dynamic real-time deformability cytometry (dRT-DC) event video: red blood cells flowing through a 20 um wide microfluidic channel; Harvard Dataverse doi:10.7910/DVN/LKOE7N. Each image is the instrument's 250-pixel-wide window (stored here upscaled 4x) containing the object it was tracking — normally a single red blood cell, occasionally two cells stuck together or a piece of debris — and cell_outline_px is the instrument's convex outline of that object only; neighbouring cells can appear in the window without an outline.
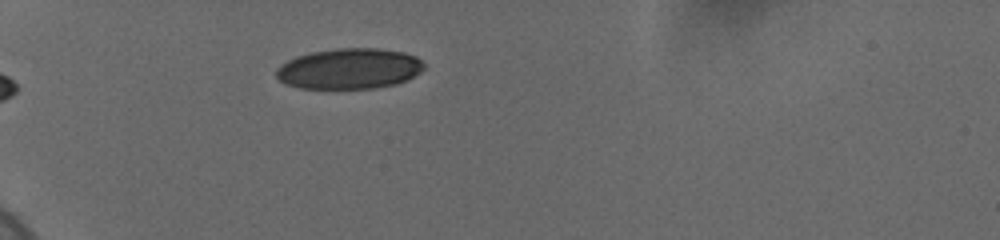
{"species": "human", "species_latin": "Homo sapiens", "temperature_condition": "cold", "stored_images_in_passage": 40, "camera_frame_rate_fps": 3000, "um_per_image_px": 0.085, "donor": {"sex": "female"}, "frame": {"image": 1, "passage_image": 1, "time_ms": 0.0, "image_size_px": [1000, 240], "cell_outline_px": [[424, 68], [420, 72], [408, 80], [396, 84], [376, 88], [296, 88], [280, 80], [276, 76], [276, 68], [280, 64], [296, 56], [312, 52], [336, 48], [380, 48], [404, 52], [416, 56], [424, 64]], "centroid_in_image_um": [29.7, 5.83], "position_along_channel_um": 55.3, "area_um2": 35.14}}
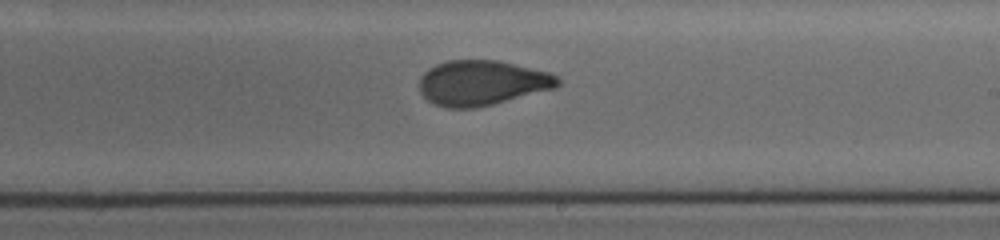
{"frame": {"image": 2, "passage_image": 15, "time_ms": 6.0, "image_size_px": [1000, 240], "cell_outline_px": [[560, 84], [556, 88], [476, 108], [448, 108], [436, 104], [428, 100], [420, 92], [420, 76], [428, 68], [436, 64], [448, 60], [496, 60], [548, 72], [556, 76], [560, 80]], "centroid_in_image_um": [40.95, 7.04], "position_along_channel_um": 248.1, "area_um2": 36.13}}
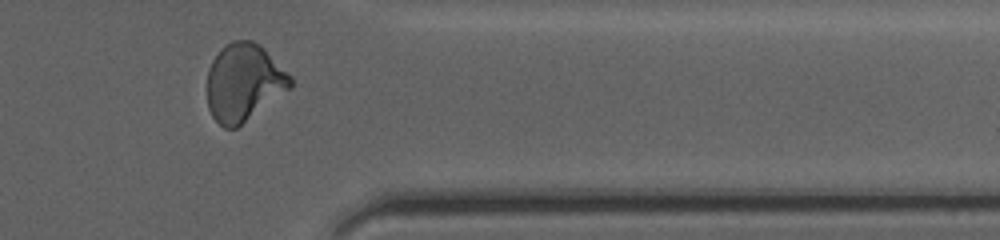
{"frame": {"image": 3, "passage_image": 34, "time_ms": 10.0, "image_size_px": [1000, 240], "cell_outline_px": [[292, 88], [236, 128], [224, 128], [212, 116], [208, 108], [208, 68], [212, 60], [220, 48], [224, 44], [232, 40], [252, 40], [260, 44], [292, 76]], "centroid_in_image_um": [20.73, 6.98], "position_along_channel_um": 390.7, "area_um2": 37.8}, "authors_computed_cell_mechanics": {"area_um2": 36.5874, "velocity_mm_per_s": 3.6686, "shape_relaxation_time_tau1_ms": 8.0247, "shape_relaxation_time_tau2_ms": 0.7917, "deformation_change_tau1": 0.1988, "deformation_change_tau2": 0.0681}}